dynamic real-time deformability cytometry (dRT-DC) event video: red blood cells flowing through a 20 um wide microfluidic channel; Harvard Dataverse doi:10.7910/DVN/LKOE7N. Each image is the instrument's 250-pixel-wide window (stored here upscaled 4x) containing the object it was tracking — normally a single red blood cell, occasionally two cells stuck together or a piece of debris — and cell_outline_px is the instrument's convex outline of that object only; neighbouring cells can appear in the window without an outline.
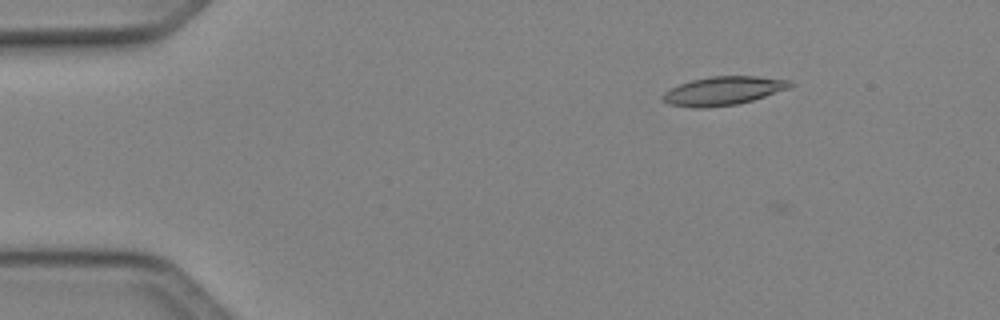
{"species": "Egyptian fruit bat (a non-hibernating species)", "species_latin": "Rousettus aegyptiacus", "temperature_condition": "cold", "stored_images_in_passage": 43, "camera_frame_rate_fps": 3000, "um_per_image_px": 0.085, "animal": {"sex": "female"}, "frame": {"image": 1, "passage_image": 1, "time_ms": 0.0, "image_size_px": [1000, 320], "cell_outline_px": [[796, 84], [792, 88], [752, 100], [736, 104], [704, 108], [692, 108], [672, 104], [660, 100], [660, 96], [664, 92], [680, 84], [692, 80], [712, 76], [756, 76], [788, 80]], "centroid_in_image_um": [61.49, 7.72], "position_along_channel_um": 23.5, "area_um2": 21.27}}
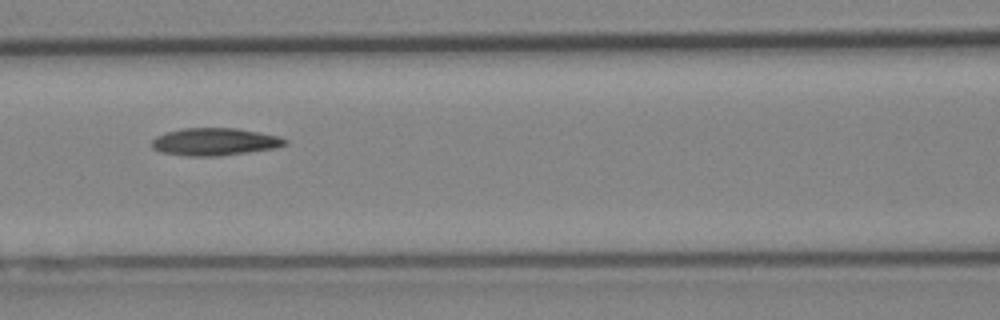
{"frame": {"image": 2, "passage_image": 16, "time_ms": 5.0, "image_size_px": [1000, 320], "cell_outline_px": [[288, 144], [276, 148], [220, 156], [188, 156], [164, 152], [152, 148], [152, 140], [156, 136], [180, 128], [236, 128], [280, 136], [288, 140]], "centroid_in_image_um": [18.29, 12.05], "position_along_channel_um": 148.3, "area_um2": 21.33}}
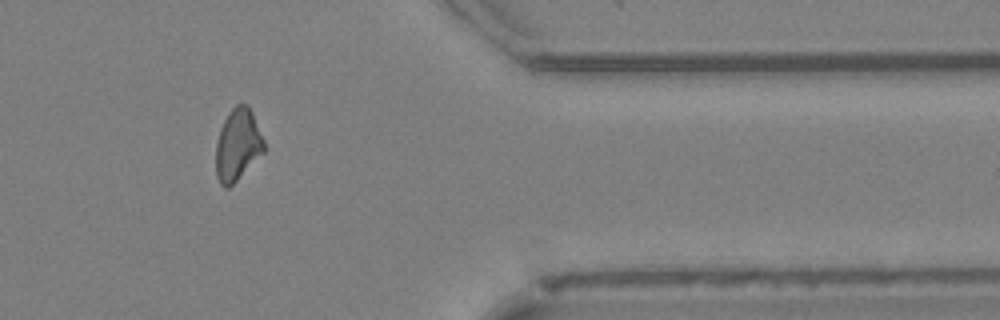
{"frame": {"image": 3, "passage_image": 35, "time_ms": 11.333, "image_size_px": [1000, 320], "cell_outline_px": [[264, 152], [228, 188], [224, 188], [220, 184], [216, 176], [216, 144], [220, 128], [228, 112], [236, 104], [248, 104], [252, 112], [264, 140]], "centroid_in_image_um": [20.19, 12.3], "position_along_channel_um": 391.2, "area_um2": 20.06}, "authors_computed_cell_mechanics": {"area_um2": 20.519, "velocity_mm_per_s": 4.1371, "shape_relaxation_time_tau1_ms": null, "shape_relaxation_time_tau2_ms": 6.9989, "deformation_change_tau1": null, "deformation_change_tau2": 0.1441}}